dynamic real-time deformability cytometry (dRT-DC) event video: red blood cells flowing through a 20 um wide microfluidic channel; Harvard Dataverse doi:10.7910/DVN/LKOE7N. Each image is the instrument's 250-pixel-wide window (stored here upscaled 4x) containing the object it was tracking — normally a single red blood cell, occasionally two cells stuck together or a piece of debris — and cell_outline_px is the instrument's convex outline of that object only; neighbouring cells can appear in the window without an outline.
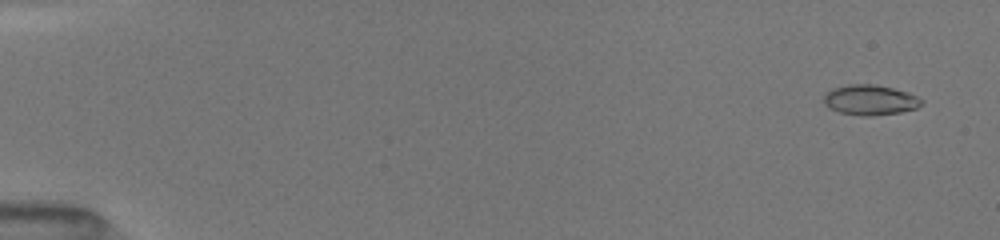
{"species": "common noctule bat (a hibernating species)", "species_latin": "Nyctalus noctula", "temperature_condition": "room temperature", "stored_images_in_passage": 52, "camera_frame_rate_fps": 3000, "um_per_image_px": 0.085, "animal": {"sex": "female", "body_mass_g": 19.5, "forearm_length_mm": 54.1}, "frame": {"image": 1, "passage_image": 3, "time_ms": 0.667, "image_size_px": [1000, 240], "cell_outline_px": [[924, 104], [916, 108], [900, 112], [872, 116], [860, 116], [840, 112], [828, 108], [824, 104], [824, 96], [832, 88], [848, 84], [876, 84], [908, 92], [924, 100]], "centroid_in_image_um": [73.97, 8.5], "position_along_channel_um": 11.0, "area_um2": 17.34}}
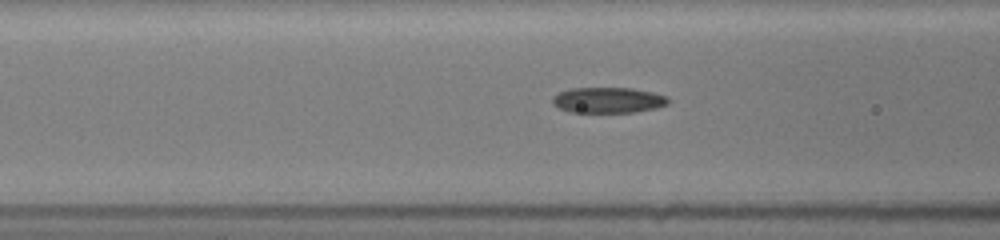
{"frame": {"image": 2, "passage_image": 22, "time_ms": 7.0, "image_size_px": [1000, 240], "cell_outline_px": [[668, 104], [656, 108], [632, 112], [572, 112], [560, 108], [552, 104], [552, 96], [568, 88], [632, 88], [652, 92], [668, 96]], "centroid_in_image_um": [51.68, 8.5], "position_along_channel_um": 114.9, "area_um2": 17.28}}
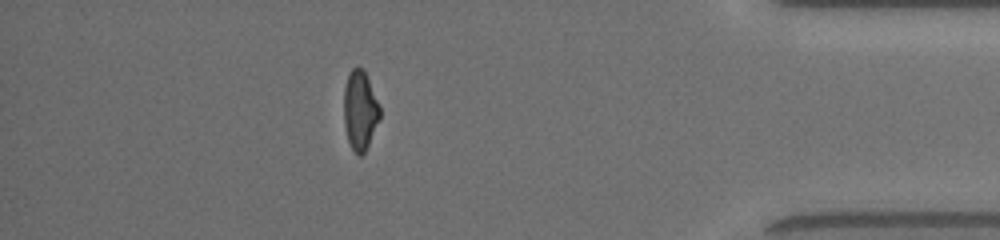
{"frame": {"image": 3, "passage_image": 46, "time_ms": 15.0, "image_size_px": [1000, 240], "cell_outline_px": [[380, 120], [364, 152], [360, 156], [356, 156], [348, 140], [344, 124], [344, 88], [348, 76], [352, 68], [356, 64], [364, 68], [380, 108]], "centroid_in_image_um": [30.6, 9.35], "position_along_channel_um": 404.6, "area_um2": 16.7}, "authors_computed_cell_mechanics": {"area_um2": 17.34, "velocity_mm_per_s": 4.0731, "shape_relaxation_time_tau1_ms": 4.0496, "shape_relaxation_time_tau2_ms": 1.8555, "deformation_change_tau1": 0.1586, "deformation_change_tau2": 0.0836}}